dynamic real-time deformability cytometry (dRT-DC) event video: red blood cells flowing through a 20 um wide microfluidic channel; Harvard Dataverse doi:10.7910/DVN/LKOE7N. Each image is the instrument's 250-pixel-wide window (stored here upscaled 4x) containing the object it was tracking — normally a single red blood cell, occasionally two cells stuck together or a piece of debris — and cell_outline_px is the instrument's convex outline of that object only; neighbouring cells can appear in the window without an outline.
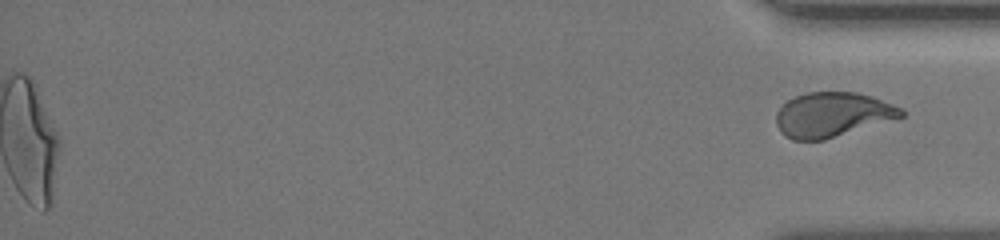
{"species": "human", "species_latin": "Homo sapiens", "temperature_condition": "room temperature", "stored_images_in_passage": 19, "segment_of_instrument_passage": [2, 2], "camera_frame_rate_fps": 3000, "um_per_image_px": 0.085, "donor": {"sex": "female"}, "frame": {"image": 1, "passage_image": 19, "time_ms": 17.0, "image_size_px": [1000, 240], "cell_outline_px": [[904, 116], [824, 140], [792, 140], [784, 136], [780, 132], [776, 124], [776, 112], [788, 100], [796, 96], [808, 92], [856, 92], [872, 96], [904, 108]], "centroid_in_image_um": [70.75, 9.74], "position_along_channel_um": 364.5, "area_um2": 32.54}}